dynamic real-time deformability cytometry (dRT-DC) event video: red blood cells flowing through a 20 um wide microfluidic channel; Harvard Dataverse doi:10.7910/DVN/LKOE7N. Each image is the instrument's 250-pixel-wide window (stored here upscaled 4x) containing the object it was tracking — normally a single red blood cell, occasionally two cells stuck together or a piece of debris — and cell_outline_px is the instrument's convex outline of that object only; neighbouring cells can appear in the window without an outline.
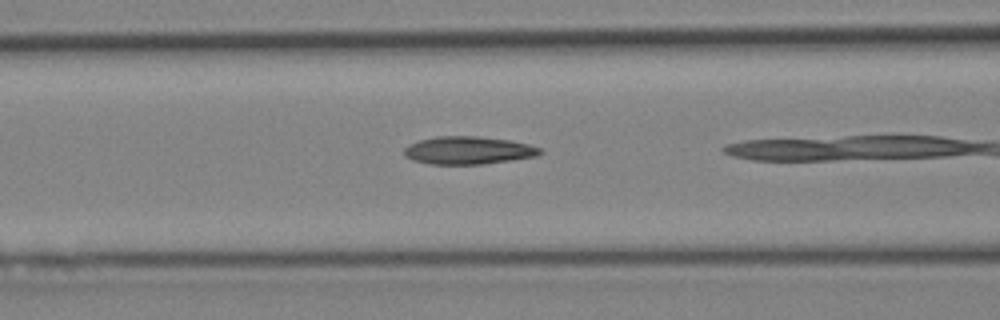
{"species": "Egyptian fruit bat (a non-hibernating species)", "species_latin": "Rousettus aegyptiacus", "temperature_condition": "cold", "stored_images_in_passage": 11, "camera_frame_rate_fps": 3000, "um_per_image_px": 0.085, "animal": {"sex": "female"}, "frame": {"image": 1, "passage_image": 7, "time_ms": 2.0, "image_size_px": [1000, 320], "cell_outline_px": [[544, 152], [536, 156], [512, 160], [480, 164], [428, 164], [412, 160], [404, 156], [404, 148], [408, 144], [420, 140], [436, 136], [476, 136], [512, 140], [528, 144], [540, 148]], "centroid_in_image_um": [39.78, 12.78], "position_along_channel_um": 126.8, "area_um2": 22.14}}